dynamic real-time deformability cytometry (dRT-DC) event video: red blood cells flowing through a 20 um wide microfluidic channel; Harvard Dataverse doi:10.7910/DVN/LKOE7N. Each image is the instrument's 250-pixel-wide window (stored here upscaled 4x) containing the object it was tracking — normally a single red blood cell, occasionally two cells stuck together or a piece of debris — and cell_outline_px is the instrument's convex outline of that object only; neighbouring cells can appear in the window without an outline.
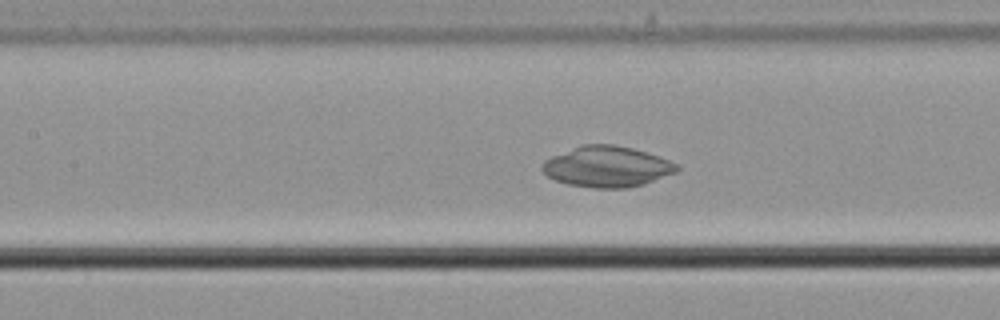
{"species": "common noctule bat (a hibernating species)", "species_latin": "Nyctalus noctula", "temperature_condition": "cold", "stored_images_in_passage": 59, "camera_frame_rate_fps": 3000, "um_per_image_px": 0.085, "animal": {"sex": "male", "body_mass_g": 21.5, "forearm_length_mm": 52.0}, "frame": {"image": 1, "passage_image": 28, "time_ms": 9.0, "image_size_px": [1000, 320], "cell_outline_px": [[680, 168], [676, 172], [644, 184], [628, 188], [592, 188], [568, 184], [556, 180], [548, 176], [540, 168], [544, 160], [552, 156], [584, 144], [612, 144], [632, 148], [680, 164]], "centroid_in_image_um": [51.59, 14.17], "position_along_channel_um": 155.8, "area_um2": 31.85}}
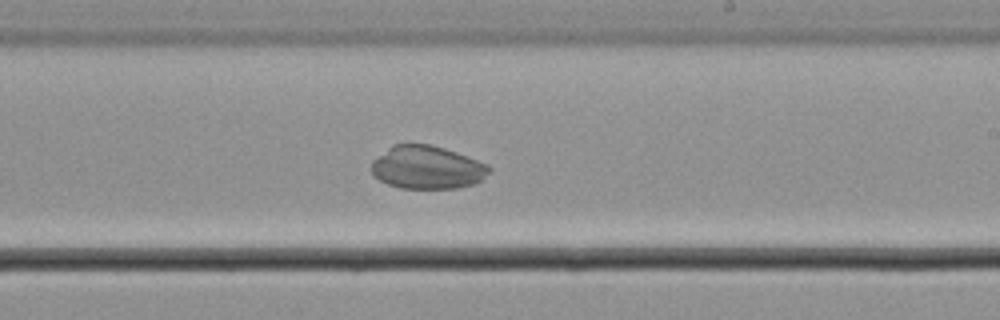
{"frame": {"image": 2, "passage_image": 36, "time_ms": 11.667, "image_size_px": [1000, 320], "cell_outline_px": [[492, 168], [480, 180], [472, 184], [456, 188], [400, 188], [388, 184], [372, 176], [372, 160], [392, 144], [428, 144], [444, 148], [456, 152], [488, 164]], "centroid_in_image_um": [36.27, 14.22], "position_along_channel_um": 252.7, "area_um2": 29.48}}
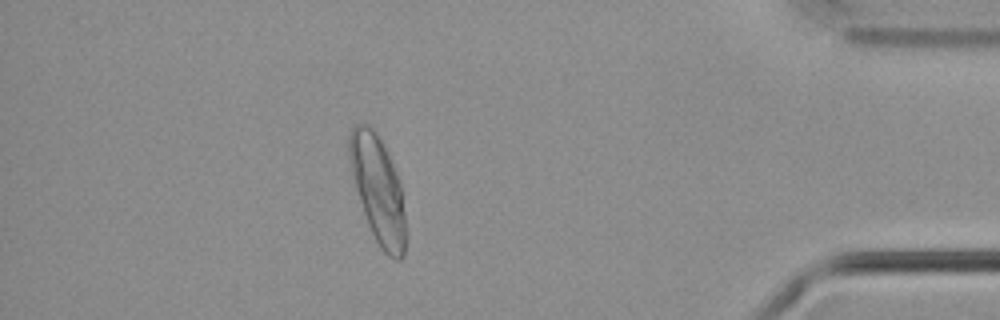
{"frame": {"image": 3, "passage_image": 52, "time_ms": 17.0, "image_size_px": [1000, 320], "cell_outline_px": [[404, 256], [400, 260], [396, 260], [388, 256], [380, 248], [368, 224], [352, 176], [348, 156], [348, 136], [352, 128], [356, 124], [364, 120], [372, 128], [380, 140], [392, 160], [400, 180], [404, 212]], "centroid_in_image_um": [32.11, 16.05], "position_along_channel_um": 403.1, "area_um2": 34.91}}